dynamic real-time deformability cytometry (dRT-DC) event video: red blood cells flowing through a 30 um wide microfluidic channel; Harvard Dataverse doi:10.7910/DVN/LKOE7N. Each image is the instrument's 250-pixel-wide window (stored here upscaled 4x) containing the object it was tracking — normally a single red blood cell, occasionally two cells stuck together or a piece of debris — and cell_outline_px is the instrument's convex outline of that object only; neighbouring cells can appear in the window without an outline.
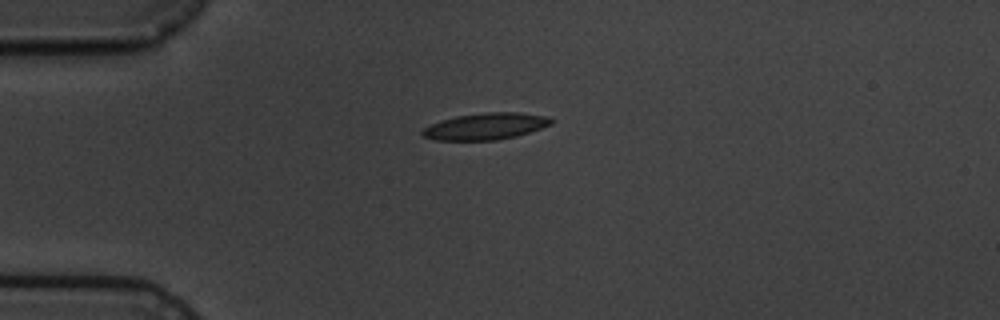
{"species": "common noctule bat (a hibernating species)", "species_latin": "Nyctalus noctula", "temperature_condition": "cold", "stored_images_in_passage": 2, "camera_frame_rate_fps": 3000, "um_per_image_px": 0.085, "animal": {"sex": "male", "body_mass_g": 19.5, "forearm_length_mm": 54.6}, "frame": {"image": 1, "passage_image": 1, "time_ms": 0.0, "image_size_px": [1000, 320], "cell_outline_px": [[552, 124], [516, 136], [496, 140], [436, 140], [424, 136], [420, 132], [424, 128], [440, 120], [456, 116], [484, 112], [520, 112], [548, 116], [552, 120]], "centroid_in_image_um": [41.28, 10.72], "position_along_channel_um": 43.7, "area_um2": 19.88}}